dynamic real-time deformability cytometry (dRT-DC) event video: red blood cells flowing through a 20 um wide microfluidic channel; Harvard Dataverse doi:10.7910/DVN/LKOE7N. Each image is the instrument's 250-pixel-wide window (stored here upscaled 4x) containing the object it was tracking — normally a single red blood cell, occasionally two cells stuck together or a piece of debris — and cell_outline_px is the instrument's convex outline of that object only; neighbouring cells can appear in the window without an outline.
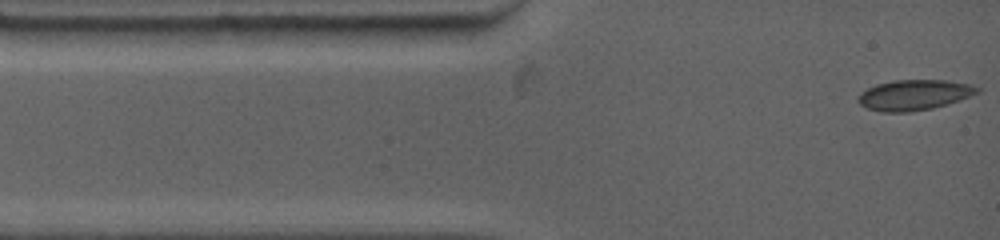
{"species": "common noctule bat (a hibernating species)", "species_latin": "Nyctalus noctula", "temperature_condition": "warm", "stored_images_in_passage": 39, "camera_frame_rate_fps": 4500, "um_per_image_px": 0.085, "animal": {"sex": "female", "body_mass_g": 19.0, "forearm_length_mm": 53.3}, "frame": {"image": 1, "passage_image": 1, "time_ms": 0.0, "image_size_px": [1000, 240], "cell_outline_px": [[980, 92], [932, 108], [908, 112], [884, 112], [868, 108], [860, 104], [860, 96], [868, 88], [876, 84], [892, 80], [948, 80], [968, 84], [980, 88]], "centroid_in_image_um": [77.71, 8.06], "position_along_channel_um": 7.3, "area_um2": 20.58}}
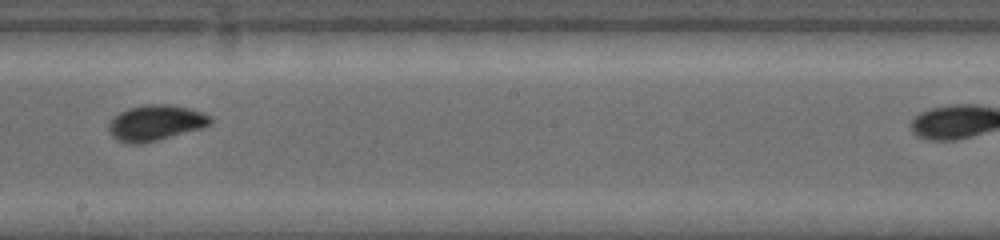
{"frame": {"image": 2, "passage_image": 22, "time_ms": 7.111, "image_size_px": [1000, 240], "cell_outline_px": [[212, 120], [208, 124], [200, 128], [156, 140], [140, 144], [128, 144], [112, 136], [108, 132], [108, 120], [120, 112], [128, 108], [148, 104], [168, 104], [188, 108], [200, 112], [208, 116]], "centroid_in_image_um": [13.13, 10.43], "position_along_channel_um": 235.1, "area_um2": 20.75}}
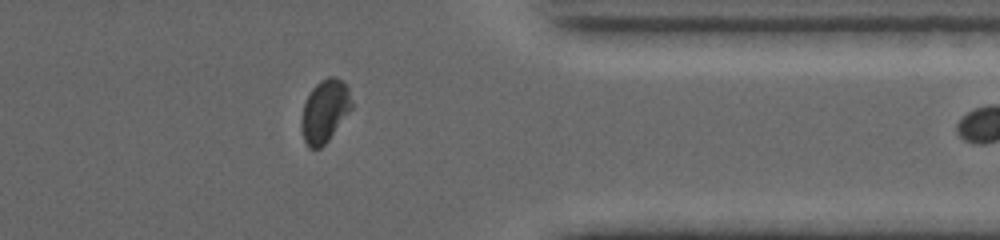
{"frame": {"image": 3, "passage_image": 38, "time_ms": 11.333, "image_size_px": [1000, 240], "cell_outline_px": [[352, 108], [328, 140], [320, 148], [312, 148], [304, 140], [300, 124], [300, 120], [304, 104], [312, 88], [320, 80], [328, 76], [336, 76], [344, 80], [348, 84], [352, 100]], "centroid_in_image_um": [27.63, 9.37], "position_along_channel_um": 383.8, "area_um2": 18.44}}